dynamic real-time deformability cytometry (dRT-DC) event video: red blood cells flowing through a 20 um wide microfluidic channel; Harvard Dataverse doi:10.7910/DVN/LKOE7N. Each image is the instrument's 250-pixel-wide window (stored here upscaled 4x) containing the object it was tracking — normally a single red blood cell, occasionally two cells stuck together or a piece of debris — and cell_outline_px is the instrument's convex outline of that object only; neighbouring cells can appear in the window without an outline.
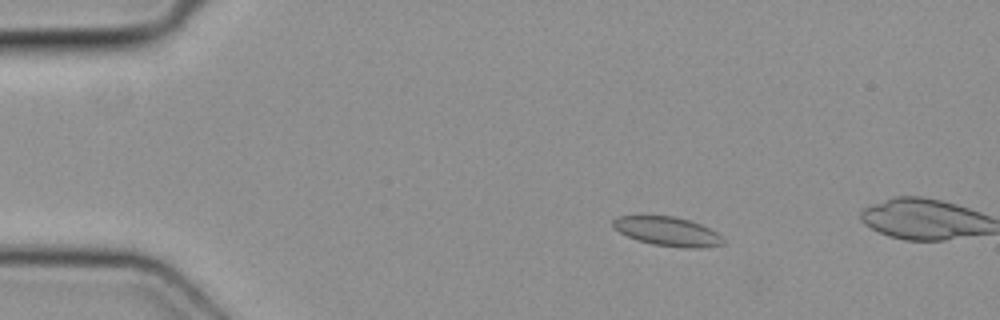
{"species": "common noctule bat (a hibernating species)", "species_latin": "Nyctalus noctula", "temperature_condition": "cold", "stored_images_in_passage": 10, "camera_frame_rate_fps": 3000, "um_per_image_px": 0.085, "animal": {"sex": "female", "body_mass_g": 19.3, "forearm_length_mm": 54.1}, "frame": {"image": 1, "passage_image": 6, "time_ms": 1.667, "image_size_px": [1000, 320], "cell_outline_px": [[724, 244], [704, 248], [684, 248], [652, 244], [636, 240], [612, 228], [612, 220], [616, 216], [640, 212], [644, 212], [676, 216], [700, 224], [716, 232], [724, 240]], "centroid_in_image_um": [56.62, 19.61], "position_along_channel_um": 28.4, "area_um2": 19.65}}